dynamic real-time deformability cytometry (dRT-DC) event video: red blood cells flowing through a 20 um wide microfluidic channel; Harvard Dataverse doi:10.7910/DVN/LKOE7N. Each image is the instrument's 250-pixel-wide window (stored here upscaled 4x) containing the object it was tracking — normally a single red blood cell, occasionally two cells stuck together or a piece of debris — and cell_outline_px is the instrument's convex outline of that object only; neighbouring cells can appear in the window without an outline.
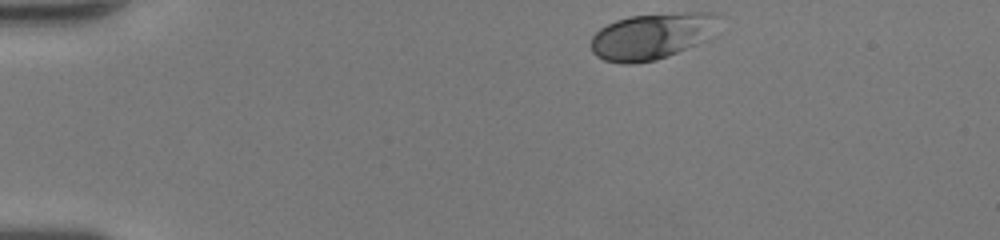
{"species": "human", "species_latin": "Homo sapiens", "temperature_condition": "room temperature", "stored_images_in_passage": 35, "camera_frame_rate_fps": 3000, "um_per_image_px": 0.085, "donor": {"sex": "female"}, "frame": {"image": 1, "passage_image": 1, "time_ms": 0.0, "image_size_px": [1000, 240], "cell_outline_px": [[720, 16], [704, 40], [696, 44], [656, 60], [632, 64], [620, 64], [604, 60], [596, 56], [592, 52], [592, 36], [600, 28], [616, 20], [628, 16], [684, 12], [716, 12]], "centroid_in_image_um": [55.34, 3.07], "position_along_channel_um": 29.7, "area_um2": 34.04}}
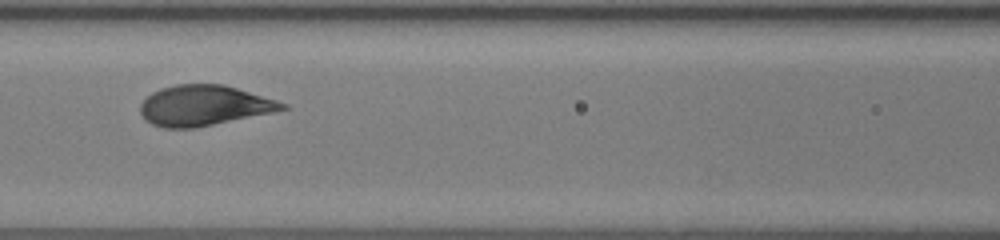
{"frame": {"image": 2, "passage_image": 15, "time_ms": 4.667, "image_size_px": [1000, 240], "cell_outline_px": [[292, 108], [196, 128], [164, 128], [152, 124], [144, 120], [140, 112], [140, 104], [152, 92], [160, 88], [176, 84], [224, 84], [276, 100], [288, 104]], "centroid_in_image_um": [17.33, 8.97], "position_along_channel_um": 149.3, "area_um2": 33.52}}
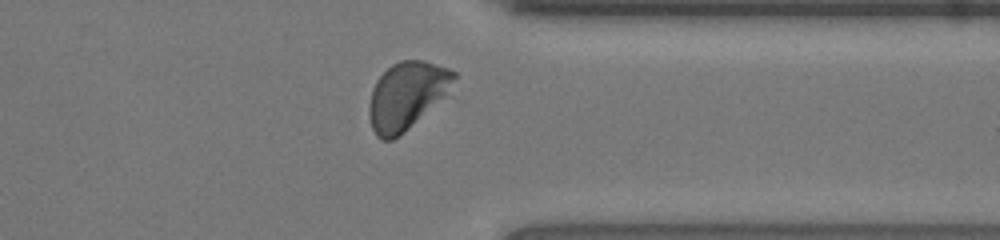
{"frame": {"image": 3, "passage_image": 31, "time_ms": 10.0, "image_size_px": [1000, 240], "cell_outline_px": [[456, 76], [444, 96], [404, 132], [392, 140], [380, 140], [376, 136], [372, 128], [368, 112], [368, 104], [372, 88], [376, 80], [392, 64], [400, 60], [424, 60], [448, 68], [456, 72]], "centroid_in_image_um": [34.52, 8.12], "position_along_channel_um": 376.9, "area_um2": 32.95}, "authors_computed_cell_mechanics": {"area_um2": 33.524, "velocity_mm_per_s": 4.2863, "shape_relaxation_time_tau1_ms": 1.8878, "shape_relaxation_time_tau2_ms": null, "deformation_change_tau1": 0.1382, "deformation_change_tau2": null}}